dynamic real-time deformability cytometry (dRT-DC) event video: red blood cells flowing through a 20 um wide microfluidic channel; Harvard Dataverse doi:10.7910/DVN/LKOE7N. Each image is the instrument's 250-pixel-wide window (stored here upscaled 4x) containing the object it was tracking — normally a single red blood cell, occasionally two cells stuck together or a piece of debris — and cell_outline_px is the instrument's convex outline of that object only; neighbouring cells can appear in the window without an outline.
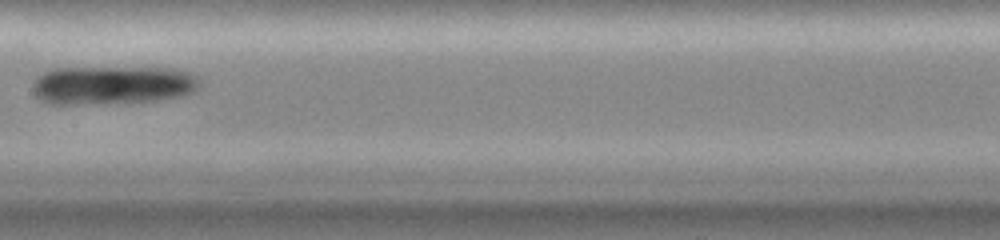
{"species": "common noctule bat (a hibernating species)", "species_latin": "Nyctalus noctula", "temperature_condition": "cold", "stored_images_in_passage": 10, "camera_frame_rate_fps": 3000, "um_per_image_px": 0.085, "animal": {"sex": "female", "body_mass_g": 19.0, "forearm_length_mm": 51.5}, "frame": {"image": 1, "passage_image": 6, "time_ms": 5.667, "image_size_px": [1000, 240], "cell_outline_px": [[200, 84], [196, 92], [184, 96], [156, 100], [68, 104], [48, 104], [40, 100], [36, 96], [32, 88], [32, 84], [44, 72], [56, 68], [168, 68], [188, 72], [196, 76], [200, 80]], "centroid_in_image_um": [9.58, 7.23], "position_along_channel_um": 197.8, "area_um2": 37.28}}
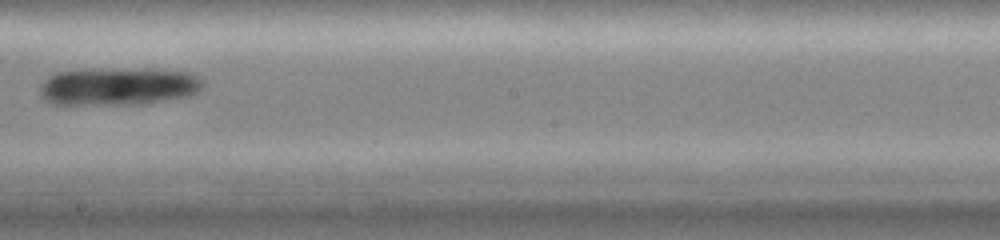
{"frame": {"image": 2, "passage_image": 7, "time_ms": 6.667, "image_size_px": [1000, 240], "cell_outline_px": [[204, 88], [188, 96], [148, 104], [56, 104], [40, 96], [40, 84], [48, 76], [56, 72], [144, 68], [160, 68], [192, 72], [204, 84]], "centroid_in_image_um": [10.14, 7.34], "position_along_channel_um": 238.1, "area_um2": 36.01}}